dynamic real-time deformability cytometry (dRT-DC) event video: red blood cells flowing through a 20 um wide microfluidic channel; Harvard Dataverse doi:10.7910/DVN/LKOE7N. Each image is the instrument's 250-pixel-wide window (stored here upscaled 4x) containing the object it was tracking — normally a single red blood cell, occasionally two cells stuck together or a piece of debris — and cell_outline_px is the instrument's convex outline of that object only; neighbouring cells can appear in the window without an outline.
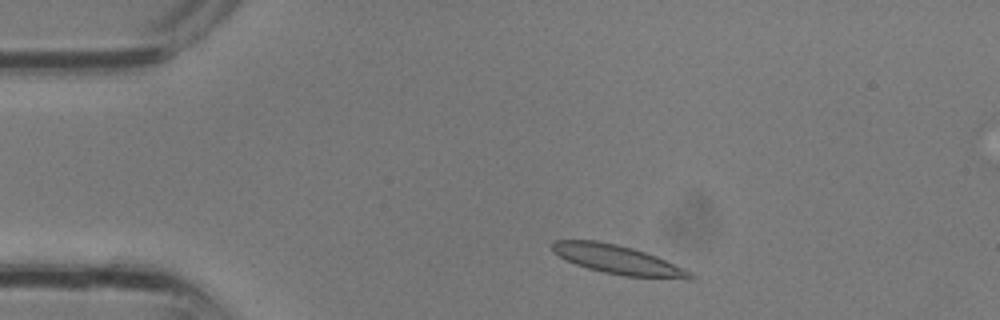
{"species": "common noctule bat (a hibernating species)", "species_latin": "Nyctalus noctula", "temperature_condition": "room temperature", "stored_images_in_passage": 26, "camera_frame_rate_fps": 3000, "um_per_image_px": 0.085, "animal": {"sex": "male", "body_mass_g": 13.3}, "frame": {"image": 1, "passage_image": 3, "time_ms": 0.667, "image_size_px": [1000, 320], "cell_outline_px": [[696, 276], [692, 280], [688, 280], [624, 276], [604, 272], [588, 268], [576, 264], [560, 256], [552, 248], [552, 244], [556, 240], [596, 240], [616, 244], [632, 248], [656, 256], [684, 268], [692, 272]], "centroid_in_image_um": [52.62, 22.1], "position_along_channel_um": 32.4, "area_um2": 23.18}}
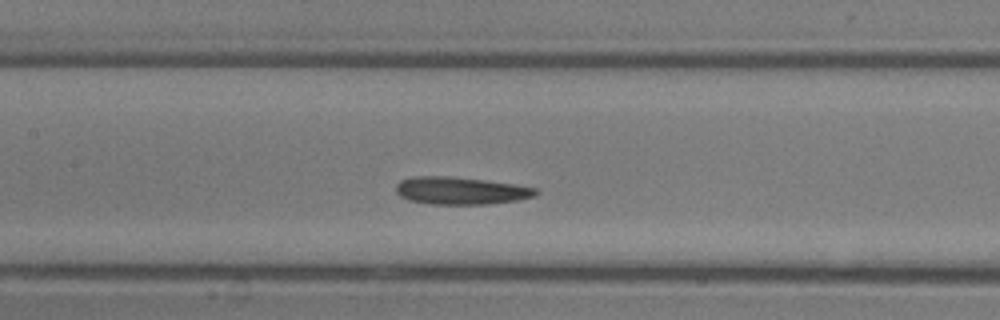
{"frame": {"image": 2, "passage_image": 12, "time_ms": 3.667, "image_size_px": [1000, 320], "cell_outline_px": [[540, 192], [536, 196], [520, 200], [488, 204], [432, 204], [408, 200], [400, 196], [396, 192], [396, 184], [400, 180], [412, 176], [448, 176], [484, 180], [512, 184], [536, 188]], "centroid_in_image_um": [39.16, 16.21], "position_along_channel_um": 168.2, "area_um2": 22.48}}
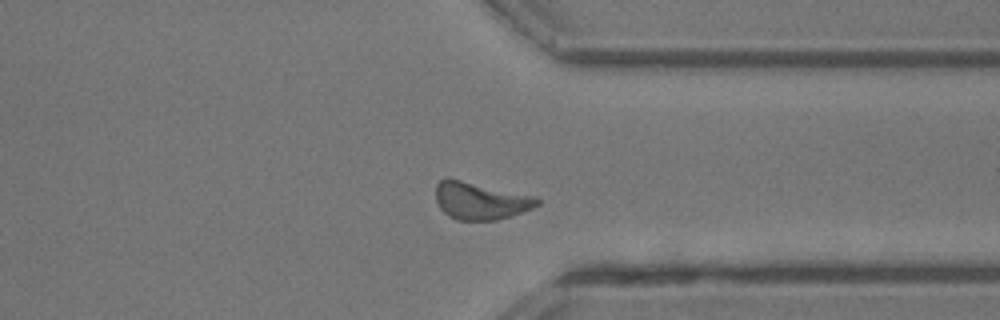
{"frame": {"image": 3, "passage_image": 22, "time_ms": 7.0, "image_size_px": [1000, 320], "cell_outline_px": [[540, 204], [532, 208], [496, 220], [456, 220], [448, 216], [440, 208], [436, 200], [436, 184], [440, 180], [460, 180], [536, 196], [540, 200]], "centroid_in_image_um": [40.84, 17.08], "position_along_channel_um": 370.6, "area_um2": 21.68}}